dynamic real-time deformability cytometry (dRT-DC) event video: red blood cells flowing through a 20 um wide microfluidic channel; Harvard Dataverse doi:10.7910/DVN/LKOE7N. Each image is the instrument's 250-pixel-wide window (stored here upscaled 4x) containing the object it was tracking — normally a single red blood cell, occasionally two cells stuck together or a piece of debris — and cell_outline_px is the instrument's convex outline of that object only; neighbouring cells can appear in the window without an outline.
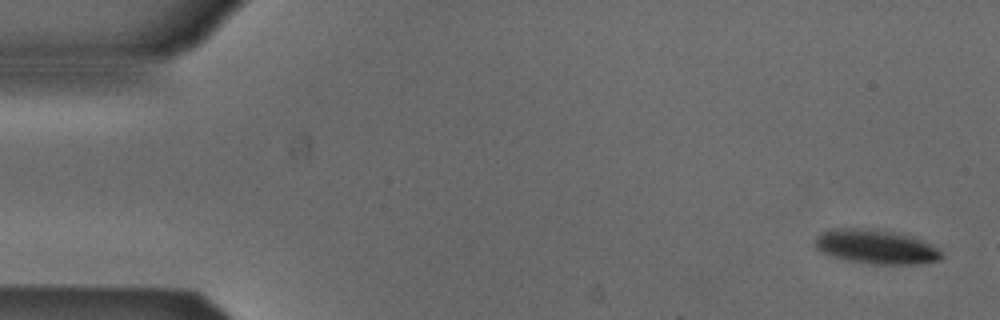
{"species": "Egyptian fruit bat (a non-hibernating species)", "species_latin": "Rousettus aegyptiacus", "temperature_condition": "cold", "stored_images_in_passage": 3, "camera_frame_rate_fps": 3000, "um_per_image_px": 0.085, "animal": {"sex": "male"}, "frame": {"image": 1, "passage_image": 1, "time_ms": 0.0, "image_size_px": [1000, 320], "cell_outline_px": [[944, 256], [940, 260], [920, 264], [872, 264], [848, 260], [828, 256], [820, 252], [812, 244], [812, 240], [820, 232], [832, 228], [872, 228], [912, 236], [936, 248]], "centroid_in_image_um": [74.36, 20.97], "position_along_channel_um": 10.6, "area_um2": 25.55}}